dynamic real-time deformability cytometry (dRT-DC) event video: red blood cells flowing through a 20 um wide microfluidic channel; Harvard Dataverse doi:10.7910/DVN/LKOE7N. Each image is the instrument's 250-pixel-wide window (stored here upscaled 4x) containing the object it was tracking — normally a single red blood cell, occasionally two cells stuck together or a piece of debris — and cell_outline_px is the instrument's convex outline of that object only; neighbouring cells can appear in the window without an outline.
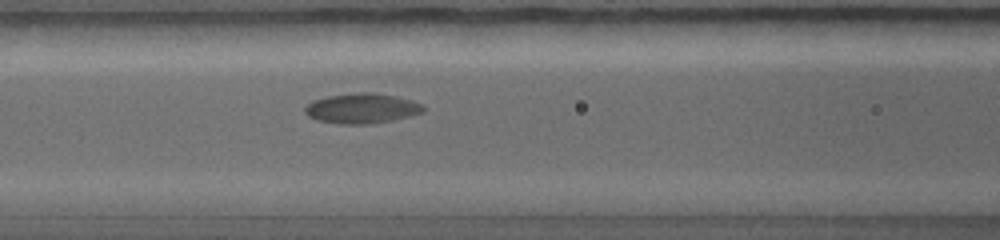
{"species": "common noctule bat (a hibernating species)", "species_latin": "Nyctalus noctula", "temperature_condition": "warm", "stored_images_in_passage": 32, "segment_of_instrument_passage": [1, 2], "camera_frame_rate_fps": 5000, "um_per_image_px": 0.085, "animal": {"sex": "female", "body_mass_g": 19.0, "forearm_length_mm": 56.7}, "frame": {"image": 1, "passage_image": 11, "time_ms": 3.4, "image_size_px": [1000, 240], "cell_outline_px": [[424, 112], [392, 120], [364, 124], [340, 124], [316, 120], [308, 116], [304, 112], [304, 108], [312, 100], [328, 96], [360, 92], [372, 92], [396, 96], [412, 100], [420, 104], [424, 108]], "centroid_in_image_um": [30.72, 9.21], "position_along_channel_um": 135.9, "area_um2": 20.63}}
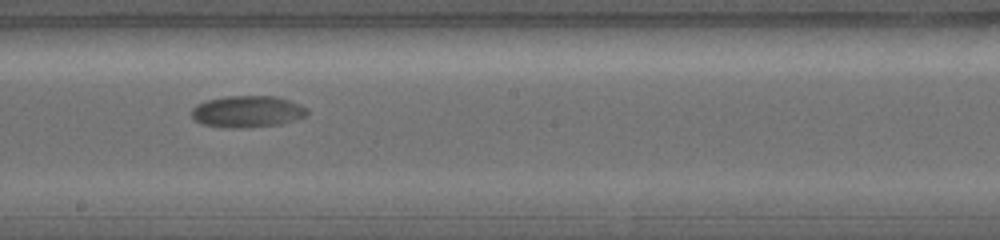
{"frame": {"image": 2, "passage_image": 16, "time_ms": 5.0, "image_size_px": [1000, 240], "cell_outline_px": [[308, 116], [280, 124], [232, 128], [200, 124], [192, 116], [192, 108], [196, 104], [208, 100], [228, 96], [276, 96], [300, 104], [308, 108]], "centroid_in_image_um": [21.05, 9.47], "position_along_channel_um": 227.2, "area_um2": 21.21}}
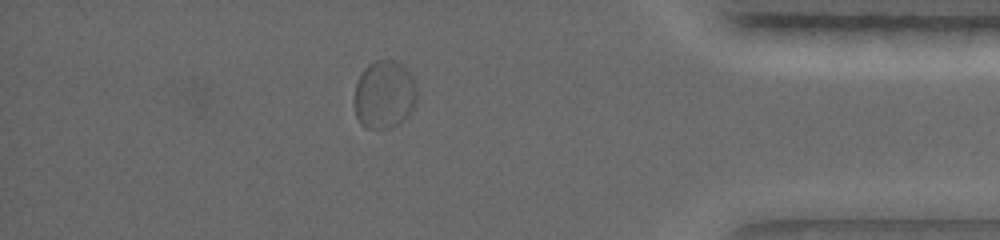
{"frame": {"image": 3, "passage_image": 27, "time_ms": 8.6, "image_size_px": [1000, 240], "cell_outline_px": [[416, 100], [412, 108], [404, 120], [388, 128], [364, 128], [356, 116], [356, 84], [364, 68], [368, 64], [376, 60], [392, 60], [400, 64], [408, 72], [416, 88]], "centroid_in_image_um": [32.65, 8.04], "position_along_channel_um": 402.5, "area_um2": 24.22}}